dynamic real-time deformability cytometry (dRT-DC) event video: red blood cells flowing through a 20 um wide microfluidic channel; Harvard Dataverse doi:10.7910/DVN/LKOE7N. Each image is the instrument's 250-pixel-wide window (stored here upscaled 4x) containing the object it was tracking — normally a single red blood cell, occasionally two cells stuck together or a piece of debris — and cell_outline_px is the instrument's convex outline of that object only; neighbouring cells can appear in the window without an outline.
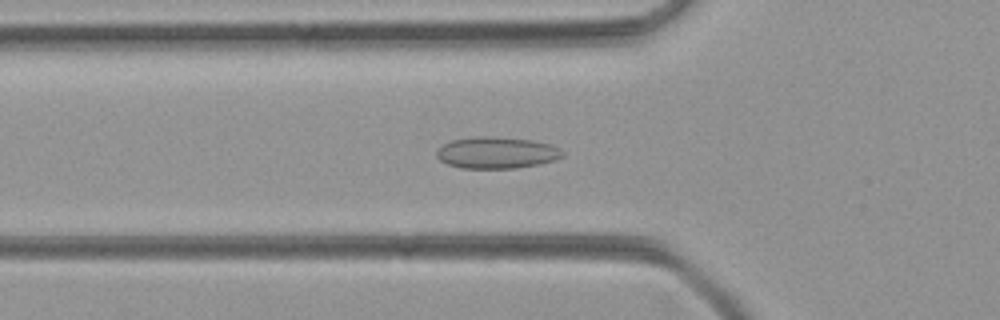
{"species": "common noctule bat (a hibernating species)", "species_latin": "Nyctalus noctula", "temperature_condition": "room temperature", "stored_images_in_passage": 42, "camera_frame_rate_fps": 3000, "um_per_image_px": 0.085, "animal": {"sex": "female", "body_mass_g": 21.9}, "frame": {"image": 1, "passage_image": 9, "time_ms": 2.667, "image_size_px": [1000, 320], "cell_outline_px": [[564, 156], [556, 160], [540, 164], [516, 168], [460, 168], [448, 164], [440, 160], [436, 156], [436, 148], [452, 140], [476, 136], [488, 136], [532, 140], [548, 144], [560, 148], [564, 152]], "centroid_in_image_um": [42.21, 12.98], "position_along_channel_um": 83.6, "area_um2": 23.29}}
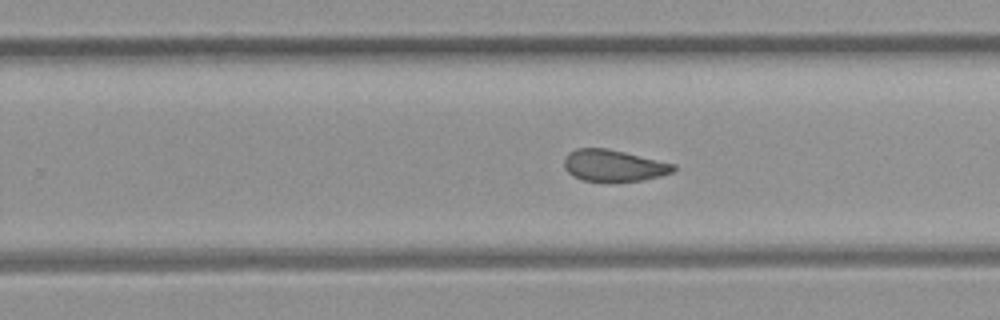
{"frame": {"image": 2, "passage_image": 23, "time_ms": 7.333, "image_size_px": [1000, 320], "cell_outline_px": [[676, 168], [672, 172], [660, 176], [644, 180], [584, 180], [572, 176], [564, 168], [564, 156], [568, 152], [576, 148], [608, 148], [676, 164]], "centroid_in_image_um": [52.14, 14.04], "position_along_channel_um": 277.7, "area_um2": 20.0}}
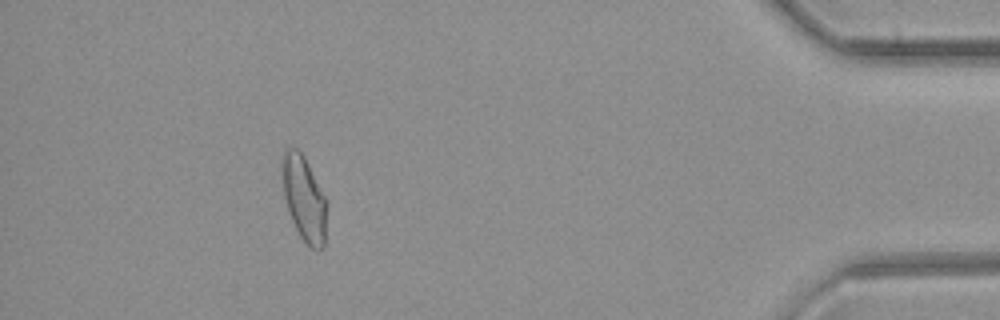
{"frame": {"image": 3, "passage_image": 37, "time_ms": 12.0, "image_size_px": [1000, 320], "cell_outline_px": [[328, 204], [324, 248], [316, 252], [300, 236], [288, 212], [284, 196], [280, 168], [280, 156], [284, 148], [296, 148], [304, 156], [328, 200]], "centroid_in_image_um": [25.85, 16.84], "position_along_channel_um": 409.4, "area_um2": 22.89}}